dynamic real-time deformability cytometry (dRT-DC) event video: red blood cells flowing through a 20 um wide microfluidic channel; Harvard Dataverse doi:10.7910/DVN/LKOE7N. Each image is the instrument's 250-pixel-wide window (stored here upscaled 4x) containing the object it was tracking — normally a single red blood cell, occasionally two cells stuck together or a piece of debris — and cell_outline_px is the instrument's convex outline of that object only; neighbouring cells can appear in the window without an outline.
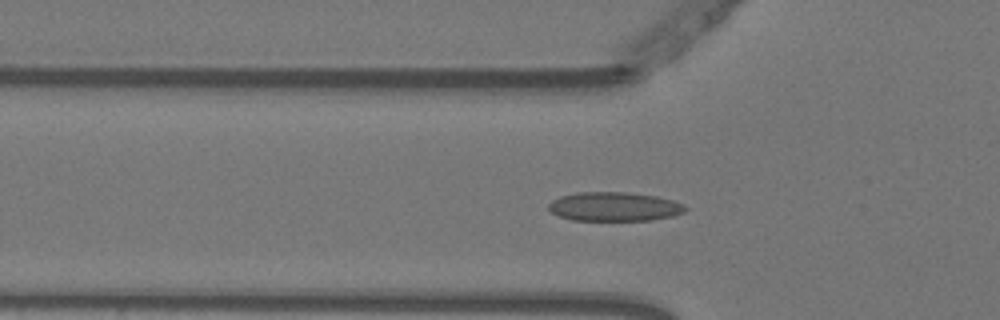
{"species": "Egyptian fruit bat (a non-hibernating species)", "species_latin": "Rousettus aegyptiacus", "temperature_condition": "warm", "stored_images_in_passage": 54, "camera_frame_rate_fps": 3000, "um_per_image_px": 0.085, "animal": {"sex": "female"}, "frame": {"image": 1, "passage_image": 17, "time_ms": 5.333, "image_size_px": [1000, 320], "cell_outline_px": [[688, 208], [684, 212], [672, 216], [652, 220], [572, 220], [556, 216], [548, 208], [548, 204], [552, 200], [560, 196], [576, 192], [624, 192], [656, 196], [672, 200], [684, 204]], "centroid_in_image_um": [52.19, 17.56], "position_along_channel_um": 73.6, "area_um2": 23.24}}
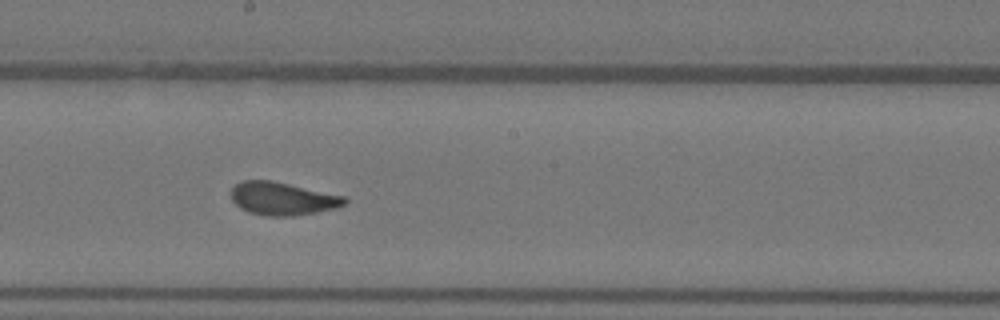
{"frame": {"image": 2, "passage_image": 29, "time_ms": 9.333, "image_size_px": [1000, 320], "cell_outline_px": [[348, 204], [336, 208], [316, 212], [292, 216], [268, 216], [248, 212], [240, 208], [232, 200], [232, 188], [240, 180], [272, 180], [348, 196]], "centroid_in_image_um": [24.07, 16.87], "position_along_channel_um": 224.1, "area_um2": 22.14}}
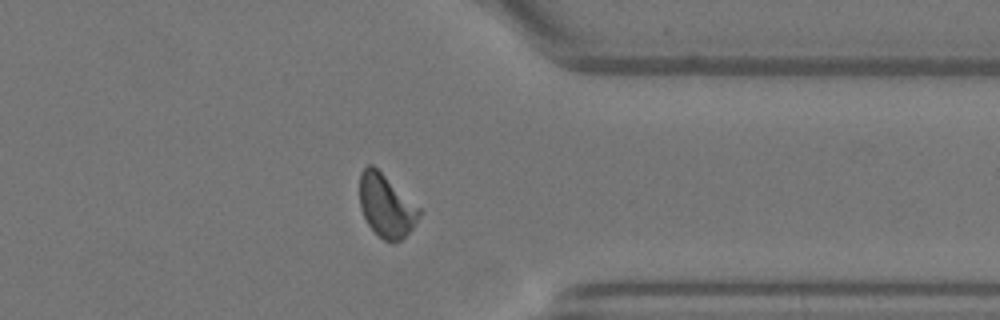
{"frame": {"image": 3, "passage_image": 42, "time_ms": 13.667, "image_size_px": [1000, 320], "cell_outline_px": [[424, 208], [420, 216], [412, 228], [400, 240], [384, 240], [368, 224], [360, 208], [360, 172], [368, 164], [372, 164]], "centroid_in_image_um": [32.87, 17.44], "position_along_channel_um": 378.5, "area_um2": 21.96}, "authors_computed_cell_mechanics": {"area_um2": 22.253, "velocity_mm_per_s": 3.7398, "shape_relaxation_time_tau1_ms": 6.3831, "shape_relaxation_time_tau2_ms": 0.7643, "deformation_change_tau1": 0.1702, "deformation_change_tau2": 0.0616}}